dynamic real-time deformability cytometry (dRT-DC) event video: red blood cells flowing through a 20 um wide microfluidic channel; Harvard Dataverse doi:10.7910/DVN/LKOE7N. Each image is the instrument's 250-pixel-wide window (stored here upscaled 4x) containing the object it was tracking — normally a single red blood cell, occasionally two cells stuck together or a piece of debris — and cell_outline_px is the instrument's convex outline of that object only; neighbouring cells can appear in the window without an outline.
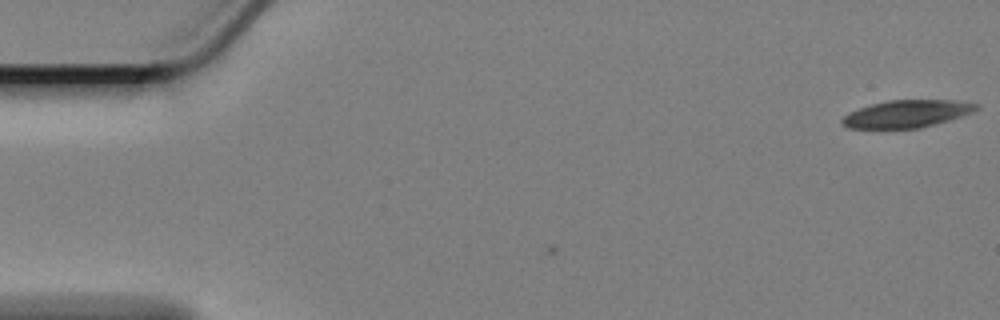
{"species": "Egyptian fruit bat (a non-hibernating species)", "species_latin": "Rousettus aegyptiacus", "temperature_condition": "cold", "stored_images_in_passage": 6, "camera_frame_rate_fps": 3000, "um_per_image_px": 0.085, "animal": {"sex": "female"}, "frame": {"image": 1, "passage_image": 6, "time_ms": 1.667, "image_size_px": [1000, 320], "cell_outline_px": [[980, 108], [972, 112], [948, 120], [920, 128], [848, 128], [840, 124], [840, 120], [848, 112], [872, 104], [888, 100], [956, 100], [980, 104]], "centroid_in_image_um": [77.07, 9.67], "position_along_channel_um": 7.9, "area_um2": 21.39}}